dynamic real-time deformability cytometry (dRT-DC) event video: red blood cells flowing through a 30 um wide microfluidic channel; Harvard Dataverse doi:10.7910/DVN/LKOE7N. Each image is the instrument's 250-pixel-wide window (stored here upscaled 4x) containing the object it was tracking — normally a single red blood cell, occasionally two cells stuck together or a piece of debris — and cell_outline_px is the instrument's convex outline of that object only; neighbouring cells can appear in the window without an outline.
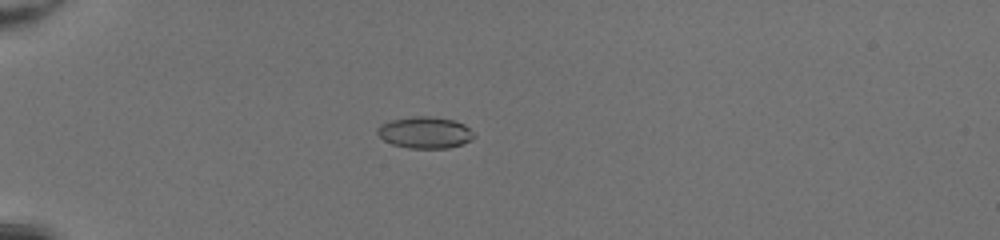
{"species": "common noctule bat (a hibernating species)", "species_latin": "Nyctalus noctula", "temperature_condition": "room temperature", "stored_images_in_passage": 52, "camera_frame_rate_fps": 3000, "um_per_image_px": 0.085, "animal": {"sex": "female", "body_mass_g": 20.0, "forearm_length_mm": 54.0}, "frame": {"image": 1, "passage_image": 18, "time_ms": 5.667, "image_size_px": [1000, 240], "cell_outline_px": [[476, 136], [460, 144], [448, 148], [408, 148], [392, 144], [384, 140], [376, 132], [376, 128], [380, 124], [392, 120], [412, 116], [428, 116], [452, 120], [464, 124]], "centroid_in_image_um": [36.08, 11.26], "position_along_channel_um": 48.9, "area_um2": 17.57}}
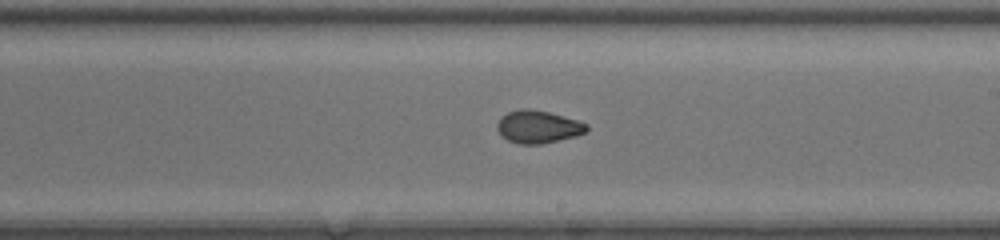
{"frame": {"image": 2, "passage_image": 34, "time_ms": 11.0, "image_size_px": [1000, 240], "cell_outline_px": [[588, 128], [584, 132], [576, 136], [540, 144], [520, 144], [508, 140], [500, 136], [496, 128], [496, 124], [500, 116], [508, 112], [520, 108], [528, 108], [548, 112], [576, 120], [588, 124]], "centroid_in_image_um": [45.67, 10.77], "position_along_channel_um": 243.3, "area_um2": 17.05}}
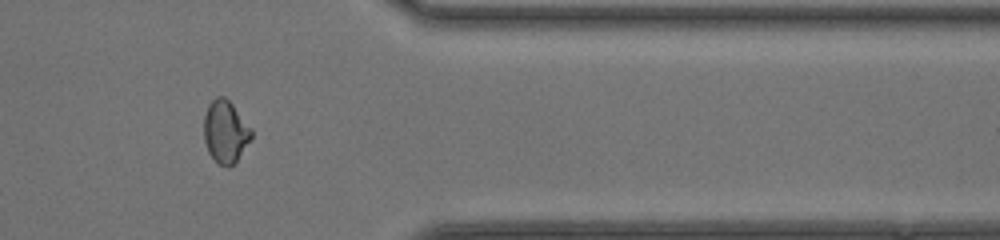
{"frame": {"image": 3, "passage_image": 45, "time_ms": 14.667, "image_size_px": [1000, 240], "cell_outline_px": [[252, 136], [236, 160], [228, 168], [220, 164], [208, 152], [204, 140], [204, 116], [208, 104], [216, 96], [224, 96], [232, 104], [252, 128]], "centroid_in_image_um": [19.14, 11.16], "position_along_channel_um": 392.3, "area_um2": 17.05}, "authors_computed_cell_mechanics": {"area_um2": 17.5712, "velocity_mm_per_s": 4.3105, "shape_relaxation_time_tau1_ms": null, "shape_relaxation_time_tau2_ms": 1.4586, "deformation_change_tau1": null, "deformation_change_tau2": 0.0567}}